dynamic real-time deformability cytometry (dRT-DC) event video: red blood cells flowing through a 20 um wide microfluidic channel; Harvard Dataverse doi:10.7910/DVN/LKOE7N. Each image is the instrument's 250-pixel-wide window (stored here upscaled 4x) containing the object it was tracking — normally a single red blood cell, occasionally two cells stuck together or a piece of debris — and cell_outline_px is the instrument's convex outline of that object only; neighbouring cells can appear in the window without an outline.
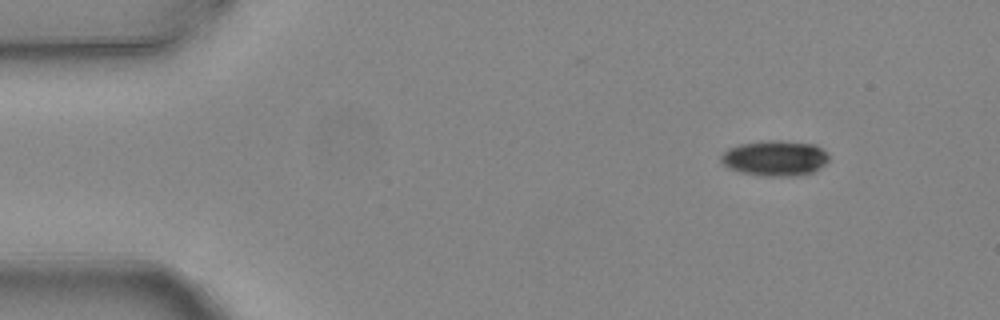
{"species": "common noctule bat (a hibernating species)", "species_latin": "Nyctalus noctula", "temperature_condition": "warm", "stored_images_in_passage": 6, "camera_frame_rate_fps": 3000, "um_per_image_px": 0.085, "animal": {"sex": "female", "body_mass_g": 24.6, "forearm_length_mm": 56.2}, "frame": {"image": 1, "passage_image": 1, "time_ms": 0.0, "image_size_px": [1000, 320], "cell_outline_px": [[828, 160], [820, 168], [812, 172], [796, 176], [760, 176], [740, 172], [728, 168], [720, 160], [720, 156], [728, 148], [740, 144], [768, 140], [780, 140], [816, 144], [828, 152]], "centroid_in_image_um": [65.88, 13.44], "position_along_channel_um": 19.1, "area_um2": 22.48}}
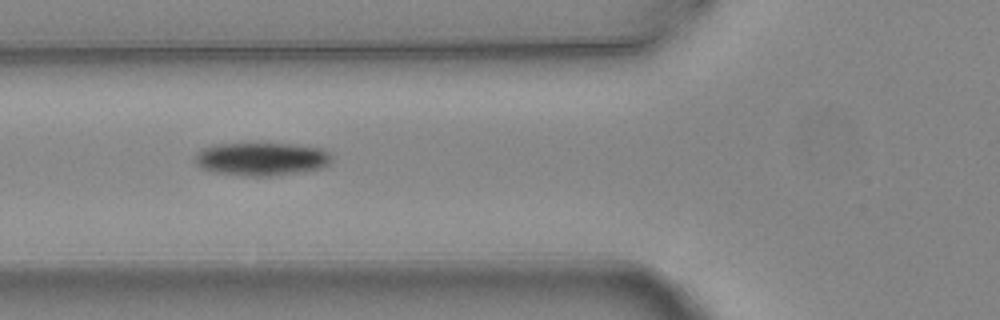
{"frame": {"image": 2, "passage_image": 4, "time_ms": 1.0, "image_size_px": [1000, 320], "cell_outline_px": [[332, 160], [328, 164], [320, 168], [296, 172], [264, 176], [248, 176], [216, 172], [200, 168], [196, 164], [196, 152], [200, 148], [212, 144], [296, 144], [324, 148], [332, 152]], "centroid_in_image_um": [22.23, 13.49], "position_along_channel_um": 103.6, "area_um2": 26.41}}
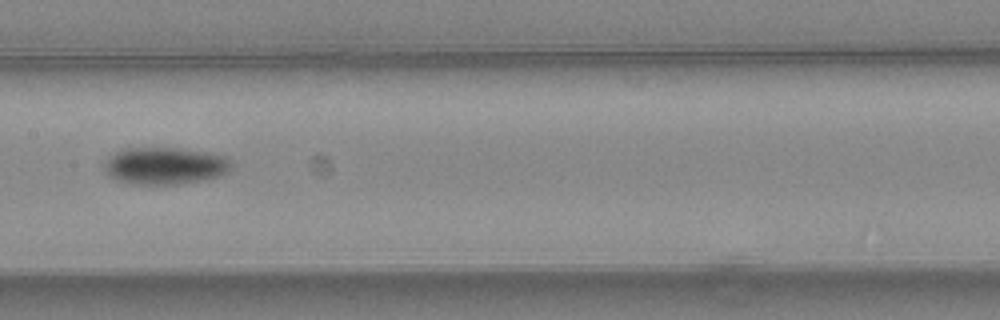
{"frame": {"image": 3, "passage_image": 6, "time_ms": 1.667, "image_size_px": [1000, 320], "cell_outline_px": [[232, 168], [228, 172], [220, 176], [180, 184], [128, 184], [116, 180], [108, 176], [104, 168], [104, 164], [116, 152], [124, 148], [180, 148], [208, 152], [228, 156], [232, 164]], "centroid_in_image_um": [14.05, 14.09], "position_along_channel_um": 193.3, "area_um2": 27.69}}